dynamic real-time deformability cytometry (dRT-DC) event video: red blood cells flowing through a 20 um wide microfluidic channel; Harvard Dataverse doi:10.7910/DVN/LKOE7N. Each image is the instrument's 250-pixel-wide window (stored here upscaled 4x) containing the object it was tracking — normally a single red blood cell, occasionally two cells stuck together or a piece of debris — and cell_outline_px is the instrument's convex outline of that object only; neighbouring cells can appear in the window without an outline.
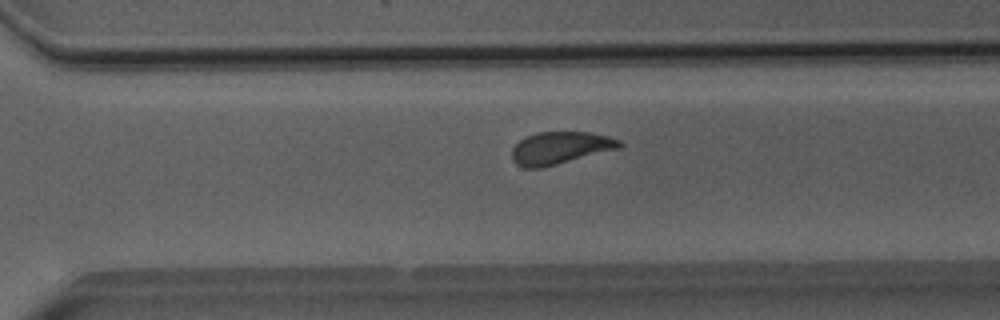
{"species": "Egyptian fruit bat (a non-hibernating species)", "species_latin": "Rousettus aegyptiacus", "temperature_condition": "room temperature", "stored_images_in_passage": 36, "camera_frame_rate_fps": 3000, "um_per_image_px": 0.085, "animal": {"sex": "male"}, "frame": {"image": 1, "passage_image": 26, "time_ms": 8.333, "image_size_px": [1000, 320], "cell_outline_px": [[624, 144], [620, 148], [540, 168], [524, 168], [516, 164], [512, 160], [512, 148], [520, 140], [536, 132], [588, 132], [608, 136], [620, 140]], "centroid_in_image_um": [47.61, 12.57], "position_along_channel_um": 323.0, "area_um2": 20.17}, "authors_computed_cell_mechanics": {"area_um2": 20.9236, "velocity_mm_per_s": 4.0028, "shape_relaxation_time_tau1_ms": 5.5833, "shape_relaxation_time_tau2_ms": 1.5012, "deformation_change_tau1": 0.1408, "deformation_change_tau2": 0.0776}}